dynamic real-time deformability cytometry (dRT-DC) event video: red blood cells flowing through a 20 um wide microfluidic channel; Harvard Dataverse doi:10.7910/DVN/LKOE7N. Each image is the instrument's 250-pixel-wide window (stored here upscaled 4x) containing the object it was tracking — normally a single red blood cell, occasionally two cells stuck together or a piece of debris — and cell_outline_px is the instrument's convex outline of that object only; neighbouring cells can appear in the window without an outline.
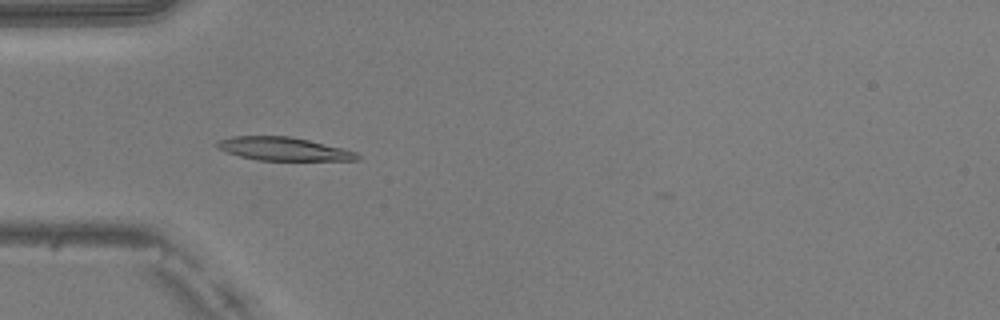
{"species": "common noctule bat (a hibernating species)", "species_latin": "Nyctalus noctula", "temperature_condition": "warm", "stored_images_in_passage": 50, "camera_frame_rate_fps": 3000, "um_per_image_px": 0.085, "animal": {"sex": "male", "body_mass_g": 20.5, "forearm_length_mm": 52.5}, "frame": {"image": 1, "passage_image": 16, "time_ms": 5.0, "image_size_px": [1000, 320], "cell_outline_px": [[360, 160], [256, 160], [240, 156], [228, 152], [220, 148], [216, 144], [216, 140], [232, 136], [292, 136], [356, 152], [360, 156]], "centroid_in_image_um": [24.07, 12.65], "position_along_channel_um": 60.9, "area_um2": 18.79}}
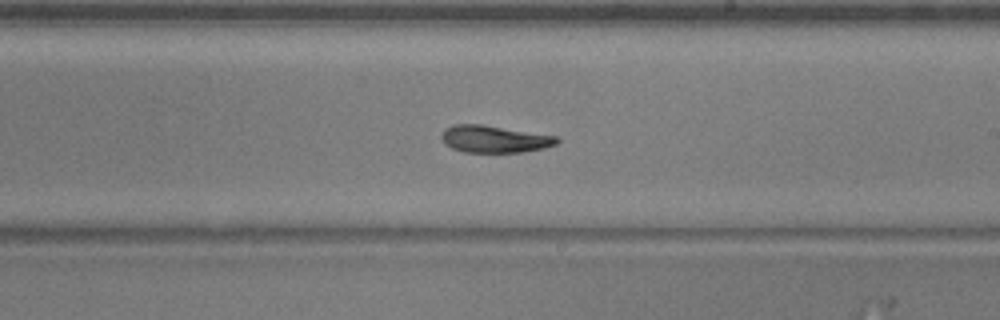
{"frame": {"image": 2, "passage_image": 30, "time_ms": 9.667, "image_size_px": [1000, 320], "cell_outline_px": [[560, 140], [556, 144], [544, 148], [524, 152], [464, 152], [452, 148], [444, 144], [440, 136], [444, 128], [452, 124], [480, 124], [556, 136]], "centroid_in_image_um": [41.97, 11.82], "position_along_channel_um": 247.0, "area_um2": 18.26}}
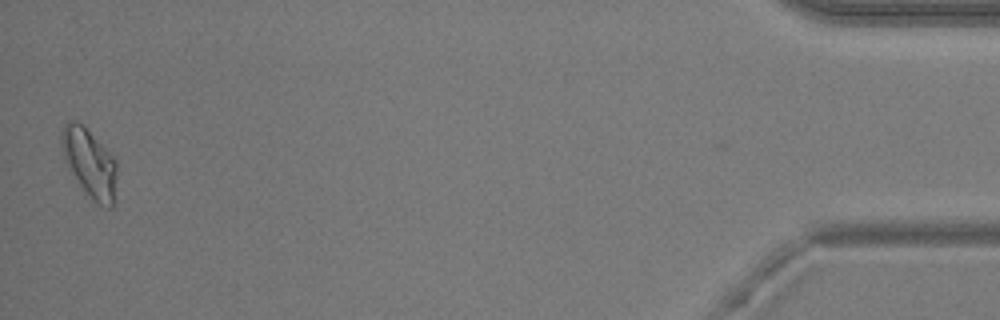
{"frame": {"image": 3, "passage_image": 50, "time_ms": 16.333, "image_size_px": [1000, 320], "cell_outline_px": [[116, 176], [112, 208], [108, 208], [92, 200], [80, 184], [64, 160], [60, 144], [60, 136], [64, 124], [68, 120], [76, 120], [116, 160]], "centroid_in_image_um": [7.58, 13.85], "position_along_channel_um": 427.6, "area_um2": 21.39}, "authors_computed_cell_mechanics": {"area_um2": 18.785, "velocity_mm_per_s": 4.0342, "shape_relaxation_time_tau1_ms": 4.5907, "shape_relaxation_time_tau2_ms": 2.0044, "deformation_change_tau1": 0.1354, "deformation_change_tau2": 0.0642}}